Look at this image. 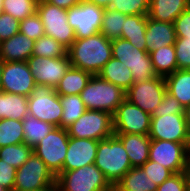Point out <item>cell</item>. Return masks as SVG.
<instances>
[{
	"mask_svg": "<svg viewBox=\"0 0 190 191\" xmlns=\"http://www.w3.org/2000/svg\"><path fill=\"white\" fill-rule=\"evenodd\" d=\"M37 13L44 25L45 35L54 38L67 49L76 39L74 29L68 24L67 10L38 0Z\"/></svg>",
	"mask_w": 190,
	"mask_h": 191,
	"instance_id": "ba28073f",
	"label": "cell"
},
{
	"mask_svg": "<svg viewBox=\"0 0 190 191\" xmlns=\"http://www.w3.org/2000/svg\"><path fill=\"white\" fill-rule=\"evenodd\" d=\"M45 1L59 8L68 10L72 7H75L76 5H79L83 0H45Z\"/></svg>",
	"mask_w": 190,
	"mask_h": 191,
	"instance_id": "bcb514c9",
	"label": "cell"
},
{
	"mask_svg": "<svg viewBox=\"0 0 190 191\" xmlns=\"http://www.w3.org/2000/svg\"><path fill=\"white\" fill-rule=\"evenodd\" d=\"M2 12V3H0V13Z\"/></svg>",
	"mask_w": 190,
	"mask_h": 191,
	"instance_id": "db71d44e",
	"label": "cell"
},
{
	"mask_svg": "<svg viewBox=\"0 0 190 191\" xmlns=\"http://www.w3.org/2000/svg\"><path fill=\"white\" fill-rule=\"evenodd\" d=\"M166 91L165 78L158 76L149 81L133 83L126 91L125 99L144 112L153 115L157 106L162 102Z\"/></svg>",
	"mask_w": 190,
	"mask_h": 191,
	"instance_id": "4fadbf2b",
	"label": "cell"
},
{
	"mask_svg": "<svg viewBox=\"0 0 190 191\" xmlns=\"http://www.w3.org/2000/svg\"><path fill=\"white\" fill-rule=\"evenodd\" d=\"M56 183V177L34 153L16 170L13 191H40Z\"/></svg>",
	"mask_w": 190,
	"mask_h": 191,
	"instance_id": "30bf717a",
	"label": "cell"
},
{
	"mask_svg": "<svg viewBox=\"0 0 190 191\" xmlns=\"http://www.w3.org/2000/svg\"><path fill=\"white\" fill-rule=\"evenodd\" d=\"M37 3L38 0H3L2 12L20 21L37 12Z\"/></svg>",
	"mask_w": 190,
	"mask_h": 191,
	"instance_id": "d590c367",
	"label": "cell"
},
{
	"mask_svg": "<svg viewBox=\"0 0 190 191\" xmlns=\"http://www.w3.org/2000/svg\"><path fill=\"white\" fill-rule=\"evenodd\" d=\"M34 82L55 89L71 66L68 54L60 58L31 56L27 60Z\"/></svg>",
	"mask_w": 190,
	"mask_h": 191,
	"instance_id": "2e32d148",
	"label": "cell"
},
{
	"mask_svg": "<svg viewBox=\"0 0 190 191\" xmlns=\"http://www.w3.org/2000/svg\"><path fill=\"white\" fill-rule=\"evenodd\" d=\"M86 1L105 9L110 7V4L112 3L113 0H86Z\"/></svg>",
	"mask_w": 190,
	"mask_h": 191,
	"instance_id": "7dc6e473",
	"label": "cell"
},
{
	"mask_svg": "<svg viewBox=\"0 0 190 191\" xmlns=\"http://www.w3.org/2000/svg\"><path fill=\"white\" fill-rule=\"evenodd\" d=\"M149 55L157 76L165 78L178 69L174 45L160 47Z\"/></svg>",
	"mask_w": 190,
	"mask_h": 191,
	"instance_id": "f1b7e54d",
	"label": "cell"
},
{
	"mask_svg": "<svg viewBox=\"0 0 190 191\" xmlns=\"http://www.w3.org/2000/svg\"><path fill=\"white\" fill-rule=\"evenodd\" d=\"M151 115L125 99L113 114L114 134L149 135Z\"/></svg>",
	"mask_w": 190,
	"mask_h": 191,
	"instance_id": "7c38bea8",
	"label": "cell"
},
{
	"mask_svg": "<svg viewBox=\"0 0 190 191\" xmlns=\"http://www.w3.org/2000/svg\"><path fill=\"white\" fill-rule=\"evenodd\" d=\"M185 121L187 123L188 130L190 132V104L184 108Z\"/></svg>",
	"mask_w": 190,
	"mask_h": 191,
	"instance_id": "c3c4849f",
	"label": "cell"
},
{
	"mask_svg": "<svg viewBox=\"0 0 190 191\" xmlns=\"http://www.w3.org/2000/svg\"><path fill=\"white\" fill-rule=\"evenodd\" d=\"M67 54L72 67L97 75L112 58L111 40L101 32L87 38H76Z\"/></svg>",
	"mask_w": 190,
	"mask_h": 191,
	"instance_id": "6da1fadb",
	"label": "cell"
},
{
	"mask_svg": "<svg viewBox=\"0 0 190 191\" xmlns=\"http://www.w3.org/2000/svg\"><path fill=\"white\" fill-rule=\"evenodd\" d=\"M149 160L163 165L173 174L190 172V150L183 143L151 139Z\"/></svg>",
	"mask_w": 190,
	"mask_h": 191,
	"instance_id": "8fae6325",
	"label": "cell"
},
{
	"mask_svg": "<svg viewBox=\"0 0 190 191\" xmlns=\"http://www.w3.org/2000/svg\"><path fill=\"white\" fill-rule=\"evenodd\" d=\"M68 141L67 129L55 127L33 148V153L43 160L55 177L63 171Z\"/></svg>",
	"mask_w": 190,
	"mask_h": 191,
	"instance_id": "52a82bcc",
	"label": "cell"
},
{
	"mask_svg": "<svg viewBox=\"0 0 190 191\" xmlns=\"http://www.w3.org/2000/svg\"><path fill=\"white\" fill-rule=\"evenodd\" d=\"M92 76L90 72L70 66L55 91L59 96L79 95Z\"/></svg>",
	"mask_w": 190,
	"mask_h": 191,
	"instance_id": "83f0119b",
	"label": "cell"
},
{
	"mask_svg": "<svg viewBox=\"0 0 190 191\" xmlns=\"http://www.w3.org/2000/svg\"><path fill=\"white\" fill-rule=\"evenodd\" d=\"M19 32L28 38L37 40L45 35L44 25L37 12L19 22Z\"/></svg>",
	"mask_w": 190,
	"mask_h": 191,
	"instance_id": "74e56055",
	"label": "cell"
},
{
	"mask_svg": "<svg viewBox=\"0 0 190 191\" xmlns=\"http://www.w3.org/2000/svg\"><path fill=\"white\" fill-rule=\"evenodd\" d=\"M3 60L0 58V85H1V73H2V68H3Z\"/></svg>",
	"mask_w": 190,
	"mask_h": 191,
	"instance_id": "f907efd6",
	"label": "cell"
},
{
	"mask_svg": "<svg viewBox=\"0 0 190 191\" xmlns=\"http://www.w3.org/2000/svg\"><path fill=\"white\" fill-rule=\"evenodd\" d=\"M27 115V96L0 91V119L23 120Z\"/></svg>",
	"mask_w": 190,
	"mask_h": 191,
	"instance_id": "d4e9b609",
	"label": "cell"
},
{
	"mask_svg": "<svg viewBox=\"0 0 190 191\" xmlns=\"http://www.w3.org/2000/svg\"><path fill=\"white\" fill-rule=\"evenodd\" d=\"M35 40L20 32L0 42V58L3 62L27 61L32 56Z\"/></svg>",
	"mask_w": 190,
	"mask_h": 191,
	"instance_id": "ffe728a7",
	"label": "cell"
},
{
	"mask_svg": "<svg viewBox=\"0 0 190 191\" xmlns=\"http://www.w3.org/2000/svg\"><path fill=\"white\" fill-rule=\"evenodd\" d=\"M189 178V172L172 174L161 185H158L156 191H186Z\"/></svg>",
	"mask_w": 190,
	"mask_h": 191,
	"instance_id": "b9f144b4",
	"label": "cell"
},
{
	"mask_svg": "<svg viewBox=\"0 0 190 191\" xmlns=\"http://www.w3.org/2000/svg\"><path fill=\"white\" fill-rule=\"evenodd\" d=\"M60 102L63 108L61 117V127L63 129H67L87 110L78 94L60 96Z\"/></svg>",
	"mask_w": 190,
	"mask_h": 191,
	"instance_id": "4dcf8cb0",
	"label": "cell"
},
{
	"mask_svg": "<svg viewBox=\"0 0 190 191\" xmlns=\"http://www.w3.org/2000/svg\"><path fill=\"white\" fill-rule=\"evenodd\" d=\"M141 168L145 171L146 175L149 176L151 181L157 185H161L166 179H168L173 173L164 167L163 165L147 160Z\"/></svg>",
	"mask_w": 190,
	"mask_h": 191,
	"instance_id": "f35d334b",
	"label": "cell"
},
{
	"mask_svg": "<svg viewBox=\"0 0 190 191\" xmlns=\"http://www.w3.org/2000/svg\"><path fill=\"white\" fill-rule=\"evenodd\" d=\"M33 153V148L25 143L8 145L0 148V159L18 169Z\"/></svg>",
	"mask_w": 190,
	"mask_h": 191,
	"instance_id": "836d02e7",
	"label": "cell"
},
{
	"mask_svg": "<svg viewBox=\"0 0 190 191\" xmlns=\"http://www.w3.org/2000/svg\"><path fill=\"white\" fill-rule=\"evenodd\" d=\"M56 183L62 191H113V186L95 164L62 171L56 177Z\"/></svg>",
	"mask_w": 190,
	"mask_h": 191,
	"instance_id": "5b68a950",
	"label": "cell"
},
{
	"mask_svg": "<svg viewBox=\"0 0 190 191\" xmlns=\"http://www.w3.org/2000/svg\"><path fill=\"white\" fill-rule=\"evenodd\" d=\"M176 113H184V107L174 96L166 91L162 102L157 106L151 117H160L167 114L171 115Z\"/></svg>",
	"mask_w": 190,
	"mask_h": 191,
	"instance_id": "60d3db41",
	"label": "cell"
},
{
	"mask_svg": "<svg viewBox=\"0 0 190 191\" xmlns=\"http://www.w3.org/2000/svg\"><path fill=\"white\" fill-rule=\"evenodd\" d=\"M150 0H113L111 9L125 15H148Z\"/></svg>",
	"mask_w": 190,
	"mask_h": 191,
	"instance_id": "8d00e7d4",
	"label": "cell"
},
{
	"mask_svg": "<svg viewBox=\"0 0 190 191\" xmlns=\"http://www.w3.org/2000/svg\"><path fill=\"white\" fill-rule=\"evenodd\" d=\"M19 22L8 13H0V42L19 33Z\"/></svg>",
	"mask_w": 190,
	"mask_h": 191,
	"instance_id": "7bdbcfd3",
	"label": "cell"
},
{
	"mask_svg": "<svg viewBox=\"0 0 190 191\" xmlns=\"http://www.w3.org/2000/svg\"><path fill=\"white\" fill-rule=\"evenodd\" d=\"M174 48L178 69H190V37H177Z\"/></svg>",
	"mask_w": 190,
	"mask_h": 191,
	"instance_id": "ab89813d",
	"label": "cell"
},
{
	"mask_svg": "<svg viewBox=\"0 0 190 191\" xmlns=\"http://www.w3.org/2000/svg\"><path fill=\"white\" fill-rule=\"evenodd\" d=\"M147 15H128L125 18L121 38L128 40L139 50L146 51Z\"/></svg>",
	"mask_w": 190,
	"mask_h": 191,
	"instance_id": "4316f807",
	"label": "cell"
},
{
	"mask_svg": "<svg viewBox=\"0 0 190 191\" xmlns=\"http://www.w3.org/2000/svg\"><path fill=\"white\" fill-rule=\"evenodd\" d=\"M111 45L112 57L124 63L131 70L134 83L158 77L147 51L139 50L123 38L111 40Z\"/></svg>",
	"mask_w": 190,
	"mask_h": 191,
	"instance_id": "277c9868",
	"label": "cell"
},
{
	"mask_svg": "<svg viewBox=\"0 0 190 191\" xmlns=\"http://www.w3.org/2000/svg\"><path fill=\"white\" fill-rule=\"evenodd\" d=\"M186 191H190V172H189V178H188V183H187Z\"/></svg>",
	"mask_w": 190,
	"mask_h": 191,
	"instance_id": "816d5d0a",
	"label": "cell"
},
{
	"mask_svg": "<svg viewBox=\"0 0 190 191\" xmlns=\"http://www.w3.org/2000/svg\"><path fill=\"white\" fill-rule=\"evenodd\" d=\"M127 16L114 9L105 8L100 32L109 40L121 38Z\"/></svg>",
	"mask_w": 190,
	"mask_h": 191,
	"instance_id": "1f68e13d",
	"label": "cell"
},
{
	"mask_svg": "<svg viewBox=\"0 0 190 191\" xmlns=\"http://www.w3.org/2000/svg\"><path fill=\"white\" fill-rule=\"evenodd\" d=\"M40 191H57V183H54L53 185H51L43 190H40Z\"/></svg>",
	"mask_w": 190,
	"mask_h": 191,
	"instance_id": "681fc988",
	"label": "cell"
},
{
	"mask_svg": "<svg viewBox=\"0 0 190 191\" xmlns=\"http://www.w3.org/2000/svg\"><path fill=\"white\" fill-rule=\"evenodd\" d=\"M190 7V0H150L148 17L157 21L173 23Z\"/></svg>",
	"mask_w": 190,
	"mask_h": 191,
	"instance_id": "7402d4cb",
	"label": "cell"
},
{
	"mask_svg": "<svg viewBox=\"0 0 190 191\" xmlns=\"http://www.w3.org/2000/svg\"><path fill=\"white\" fill-rule=\"evenodd\" d=\"M125 94L121 87L93 75L79 95L87 110H101L113 115L125 100Z\"/></svg>",
	"mask_w": 190,
	"mask_h": 191,
	"instance_id": "3957f363",
	"label": "cell"
},
{
	"mask_svg": "<svg viewBox=\"0 0 190 191\" xmlns=\"http://www.w3.org/2000/svg\"><path fill=\"white\" fill-rule=\"evenodd\" d=\"M16 170V168L0 159V185L8 191L14 189Z\"/></svg>",
	"mask_w": 190,
	"mask_h": 191,
	"instance_id": "ee69618b",
	"label": "cell"
},
{
	"mask_svg": "<svg viewBox=\"0 0 190 191\" xmlns=\"http://www.w3.org/2000/svg\"><path fill=\"white\" fill-rule=\"evenodd\" d=\"M36 83L27 61L4 62L0 91L29 97Z\"/></svg>",
	"mask_w": 190,
	"mask_h": 191,
	"instance_id": "e0dca14e",
	"label": "cell"
},
{
	"mask_svg": "<svg viewBox=\"0 0 190 191\" xmlns=\"http://www.w3.org/2000/svg\"><path fill=\"white\" fill-rule=\"evenodd\" d=\"M24 143L34 148L55 126L27 115L23 120Z\"/></svg>",
	"mask_w": 190,
	"mask_h": 191,
	"instance_id": "f546056e",
	"label": "cell"
},
{
	"mask_svg": "<svg viewBox=\"0 0 190 191\" xmlns=\"http://www.w3.org/2000/svg\"><path fill=\"white\" fill-rule=\"evenodd\" d=\"M0 191H8V190L0 185Z\"/></svg>",
	"mask_w": 190,
	"mask_h": 191,
	"instance_id": "f5cc1de1",
	"label": "cell"
},
{
	"mask_svg": "<svg viewBox=\"0 0 190 191\" xmlns=\"http://www.w3.org/2000/svg\"><path fill=\"white\" fill-rule=\"evenodd\" d=\"M94 164L112 186L132 168L127 151L115 135L99 141Z\"/></svg>",
	"mask_w": 190,
	"mask_h": 191,
	"instance_id": "7a4b0ae2",
	"label": "cell"
},
{
	"mask_svg": "<svg viewBox=\"0 0 190 191\" xmlns=\"http://www.w3.org/2000/svg\"><path fill=\"white\" fill-rule=\"evenodd\" d=\"M103 15L104 8L83 0L67 10V21L76 38H87L100 32Z\"/></svg>",
	"mask_w": 190,
	"mask_h": 191,
	"instance_id": "9a60e30c",
	"label": "cell"
},
{
	"mask_svg": "<svg viewBox=\"0 0 190 191\" xmlns=\"http://www.w3.org/2000/svg\"><path fill=\"white\" fill-rule=\"evenodd\" d=\"M33 56L60 58L67 55V48L49 36H42L34 43Z\"/></svg>",
	"mask_w": 190,
	"mask_h": 191,
	"instance_id": "e575fe53",
	"label": "cell"
},
{
	"mask_svg": "<svg viewBox=\"0 0 190 191\" xmlns=\"http://www.w3.org/2000/svg\"><path fill=\"white\" fill-rule=\"evenodd\" d=\"M97 75L103 80L121 87L124 91H127L134 83L131 70L124 63L113 57Z\"/></svg>",
	"mask_w": 190,
	"mask_h": 191,
	"instance_id": "cb8c5ba5",
	"label": "cell"
},
{
	"mask_svg": "<svg viewBox=\"0 0 190 191\" xmlns=\"http://www.w3.org/2000/svg\"><path fill=\"white\" fill-rule=\"evenodd\" d=\"M155 184L141 167H132L123 178L113 186L114 191H156Z\"/></svg>",
	"mask_w": 190,
	"mask_h": 191,
	"instance_id": "484cf974",
	"label": "cell"
},
{
	"mask_svg": "<svg viewBox=\"0 0 190 191\" xmlns=\"http://www.w3.org/2000/svg\"><path fill=\"white\" fill-rule=\"evenodd\" d=\"M127 151L132 167H141L149 160L151 139L149 135L140 134H114Z\"/></svg>",
	"mask_w": 190,
	"mask_h": 191,
	"instance_id": "44dd1931",
	"label": "cell"
},
{
	"mask_svg": "<svg viewBox=\"0 0 190 191\" xmlns=\"http://www.w3.org/2000/svg\"><path fill=\"white\" fill-rule=\"evenodd\" d=\"M166 89L185 108L190 104V69H177L165 77Z\"/></svg>",
	"mask_w": 190,
	"mask_h": 191,
	"instance_id": "603a6c76",
	"label": "cell"
},
{
	"mask_svg": "<svg viewBox=\"0 0 190 191\" xmlns=\"http://www.w3.org/2000/svg\"><path fill=\"white\" fill-rule=\"evenodd\" d=\"M149 137L152 140L183 143L190 150V132L184 113L151 117Z\"/></svg>",
	"mask_w": 190,
	"mask_h": 191,
	"instance_id": "5bb4252c",
	"label": "cell"
},
{
	"mask_svg": "<svg viewBox=\"0 0 190 191\" xmlns=\"http://www.w3.org/2000/svg\"><path fill=\"white\" fill-rule=\"evenodd\" d=\"M146 51L148 53L163 46L174 45L176 32L173 23L157 21L147 16Z\"/></svg>",
	"mask_w": 190,
	"mask_h": 191,
	"instance_id": "d6986e66",
	"label": "cell"
},
{
	"mask_svg": "<svg viewBox=\"0 0 190 191\" xmlns=\"http://www.w3.org/2000/svg\"><path fill=\"white\" fill-rule=\"evenodd\" d=\"M24 143L22 120L0 119V148Z\"/></svg>",
	"mask_w": 190,
	"mask_h": 191,
	"instance_id": "d6a6232c",
	"label": "cell"
},
{
	"mask_svg": "<svg viewBox=\"0 0 190 191\" xmlns=\"http://www.w3.org/2000/svg\"><path fill=\"white\" fill-rule=\"evenodd\" d=\"M63 108L55 89L45 85H35L28 97V114L41 121L61 127Z\"/></svg>",
	"mask_w": 190,
	"mask_h": 191,
	"instance_id": "9c48e42d",
	"label": "cell"
},
{
	"mask_svg": "<svg viewBox=\"0 0 190 191\" xmlns=\"http://www.w3.org/2000/svg\"><path fill=\"white\" fill-rule=\"evenodd\" d=\"M67 132L73 138L107 139L114 135L113 115L101 110H86L67 128Z\"/></svg>",
	"mask_w": 190,
	"mask_h": 191,
	"instance_id": "8992f818",
	"label": "cell"
},
{
	"mask_svg": "<svg viewBox=\"0 0 190 191\" xmlns=\"http://www.w3.org/2000/svg\"><path fill=\"white\" fill-rule=\"evenodd\" d=\"M173 25L176 37H190V7L175 19Z\"/></svg>",
	"mask_w": 190,
	"mask_h": 191,
	"instance_id": "f6af8a7d",
	"label": "cell"
},
{
	"mask_svg": "<svg viewBox=\"0 0 190 191\" xmlns=\"http://www.w3.org/2000/svg\"><path fill=\"white\" fill-rule=\"evenodd\" d=\"M98 143L99 141L94 139L69 137L63 171H72L89 164H94Z\"/></svg>",
	"mask_w": 190,
	"mask_h": 191,
	"instance_id": "ac0fdd59",
	"label": "cell"
}]
</instances>
